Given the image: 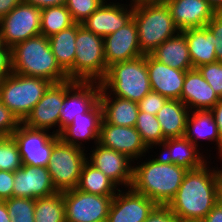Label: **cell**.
Masks as SVG:
<instances>
[{
	"label": "cell",
	"mask_w": 222,
	"mask_h": 222,
	"mask_svg": "<svg viewBox=\"0 0 222 222\" xmlns=\"http://www.w3.org/2000/svg\"><path fill=\"white\" fill-rule=\"evenodd\" d=\"M210 162L211 159L200 168L188 170L167 205L179 221H202L218 203V167H212Z\"/></svg>",
	"instance_id": "1"
},
{
	"label": "cell",
	"mask_w": 222,
	"mask_h": 222,
	"mask_svg": "<svg viewBox=\"0 0 222 222\" xmlns=\"http://www.w3.org/2000/svg\"><path fill=\"white\" fill-rule=\"evenodd\" d=\"M133 165L131 189L157 205H168L176 195L187 169L164 160L160 155ZM152 158V159H151ZM138 164V165H135Z\"/></svg>",
	"instance_id": "2"
},
{
	"label": "cell",
	"mask_w": 222,
	"mask_h": 222,
	"mask_svg": "<svg viewBox=\"0 0 222 222\" xmlns=\"http://www.w3.org/2000/svg\"><path fill=\"white\" fill-rule=\"evenodd\" d=\"M11 49L14 73L43 78L53 84L69 80L56 61L49 39L42 34L20 42Z\"/></svg>",
	"instance_id": "3"
},
{
	"label": "cell",
	"mask_w": 222,
	"mask_h": 222,
	"mask_svg": "<svg viewBox=\"0 0 222 222\" xmlns=\"http://www.w3.org/2000/svg\"><path fill=\"white\" fill-rule=\"evenodd\" d=\"M100 84L109 95L138 103L151 91L146 55L108 66Z\"/></svg>",
	"instance_id": "4"
},
{
	"label": "cell",
	"mask_w": 222,
	"mask_h": 222,
	"mask_svg": "<svg viewBox=\"0 0 222 222\" xmlns=\"http://www.w3.org/2000/svg\"><path fill=\"white\" fill-rule=\"evenodd\" d=\"M133 19L138 30L140 50L144 55L152 53L165 40L180 32L165 2L134 3Z\"/></svg>",
	"instance_id": "5"
},
{
	"label": "cell",
	"mask_w": 222,
	"mask_h": 222,
	"mask_svg": "<svg viewBox=\"0 0 222 222\" xmlns=\"http://www.w3.org/2000/svg\"><path fill=\"white\" fill-rule=\"evenodd\" d=\"M74 65L66 72L70 80L100 82L106 75L104 38L76 23Z\"/></svg>",
	"instance_id": "6"
},
{
	"label": "cell",
	"mask_w": 222,
	"mask_h": 222,
	"mask_svg": "<svg viewBox=\"0 0 222 222\" xmlns=\"http://www.w3.org/2000/svg\"><path fill=\"white\" fill-rule=\"evenodd\" d=\"M53 83L12 72L0 79V101L22 123Z\"/></svg>",
	"instance_id": "7"
},
{
	"label": "cell",
	"mask_w": 222,
	"mask_h": 222,
	"mask_svg": "<svg viewBox=\"0 0 222 222\" xmlns=\"http://www.w3.org/2000/svg\"><path fill=\"white\" fill-rule=\"evenodd\" d=\"M87 150L64 143L59 139L54 145L48 165L53 185L58 192L75 189L84 163Z\"/></svg>",
	"instance_id": "8"
},
{
	"label": "cell",
	"mask_w": 222,
	"mask_h": 222,
	"mask_svg": "<svg viewBox=\"0 0 222 222\" xmlns=\"http://www.w3.org/2000/svg\"><path fill=\"white\" fill-rule=\"evenodd\" d=\"M41 9L21 2L0 19L3 46L13 48L16 44L41 34Z\"/></svg>",
	"instance_id": "9"
},
{
	"label": "cell",
	"mask_w": 222,
	"mask_h": 222,
	"mask_svg": "<svg viewBox=\"0 0 222 222\" xmlns=\"http://www.w3.org/2000/svg\"><path fill=\"white\" fill-rule=\"evenodd\" d=\"M47 130L32 129L23 123L11 135L17 142L24 165L48 167L53 145L60 139Z\"/></svg>",
	"instance_id": "10"
},
{
	"label": "cell",
	"mask_w": 222,
	"mask_h": 222,
	"mask_svg": "<svg viewBox=\"0 0 222 222\" xmlns=\"http://www.w3.org/2000/svg\"><path fill=\"white\" fill-rule=\"evenodd\" d=\"M66 222H107L114 196H100L78 189L63 191Z\"/></svg>",
	"instance_id": "11"
},
{
	"label": "cell",
	"mask_w": 222,
	"mask_h": 222,
	"mask_svg": "<svg viewBox=\"0 0 222 222\" xmlns=\"http://www.w3.org/2000/svg\"><path fill=\"white\" fill-rule=\"evenodd\" d=\"M101 84L96 81H65V97L59 115V134L73 118L89 112L100 98Z\"/></svg>",
	"instance_id": "12"
},
{
	"label": "cell",
	"mask_w": 222,
	"mask_h": 222,
	"mask_svg": "<svg viewBox=\"0 0 222 222\" xmlns=\"http://www.w3.org/2000/svg\"><path fill=\"white\" fill-rule=\"evenodd\" d=\"M65 97V81L52 84L22 122L32 129L50 131L59 135V115ZM56 129H55V128Z\"/></svg>",
	"instance_id": "13"
},
{
	"label": "cell",
	"mask_w": 222,
	"mask_h": 222,
	"mask_svg": "<svg viewBox=\"0 0 222 222\" xmlns=\"http://www.w3.org/2000/svg\"><path fill=\"white\" fill-rule=\"evenodd\" d=\"M95 145L94 148L92 147L93 150L87 153V161L102 171L118 187L130 188L134 161L114 149L104 147L99 143Z\"/></svg>",
	"instance_id": "14"
},
{
	"label": "cell",
	"mask_w": 222,
	"mask_h": 222,
	"mask_svg": "<svg viewBox=\"0 0 222 222\" xmlns=\"http://www.w3.org/2000/svg\"><path fill=\"white\" fill-rule=\"evenodd\" d=\"M156 206L145 195L123 188L112 199L107 222H144Z\"/></svg>",
	"instance_id": "15"
},
{
	"label": "cell",
	"mask_w": 222,
	"mask_h": 222,
	"mask_svg": "<svg viewBox=\"0 0 222 222\" xmlns=\"http://www.w3.org/2000/svg\"><path fill=\"white\" fill-rule=\"evenodd\" d=\"M99 144L123 153L133 161L141 160L142 157L145 159L149 153L135 127L115 126L103 119L100 125Z\"/></svg>",
	"instance_id": "16"
},
{
	"label": "cell",
	"mask_w": 222,
	"mask_h": 222,
	"mask_svg": "<svg viewBox=\"0 0 222 222\" xmlns=\"http://www.w3.org/2000/svg\"><path fill=\"white\" fill-rule=\"evenodd\" d=\"M134 3L104 2L83 23L87 30L105 38L133 19Z\"/></svg>",
	"instance_id": "17"
},
{
	"label": "cell",
	"mask_w": 222,
	"mask_h": 222,
	"mask_svg": "<svg viewBox=\"0 0 222 222\" xmlns=\"http://www.w3.org/2000/svg\"><path fill=\"white\" fill-rule=\"evenodd\" d=\"M58 192L52 182L48 167L24 165L14 172L13 197L37 199Z\"/></svg>",
	"instance_id": "18"
},
{
	"label": "cell",
	"mask_w": 222,
	"mask_h": 222,
	"mask_svg": "<svg viewBox=\"0 0 222 222\" xmlns=\"http://www.w3.org/2000/svg\"><path fill=\"white\" fill-rule=\"evenodd\" d=\"M104 53L107 66L144 55L140 50L134 19L104 38Z\"/></svg>",
	"instance_id": "19"
},
{
	"label": "cell",
	"mask_w": 222,
	"mask_h": 222,
	"mask_svg": "<svg viewBox=\"0 0 222 222\" xmlns=\"http://www.w3.org/2000/svg\"><path fill=\"white\" fill-rule=\"evenodd\" d=\"M151 90L170 100H180L186 71L165 65L146 54Z\"/></svg>",
	"instance_id": "20"
},
{
	"label": "cell",
	"mask_w": 222,
	"mask_h": 222,
	"mask_svg": "<svg viewBox=\"0 0 222 222\" xmlns=\"http://www.w3.org/2000/svg\"><path fill=\"white\" fill-rule=\"evenodd\" d=\"M101 122L102 107L98 102L89 112L83 113L78 118L74 117L73 122L60 132L59 138L64 143L85 150L86 142L93 140V144L99 143Z\"/></svg>",
	"instance_id": "21"
},
{
	"label": "cell",
	"mask_w": 222,
	"mask_h": 222,
	"mask_svg": "<svg viewBox=\"0 0 222 222\" xmlns=\"http://www.w3.org/2000/svg\"><path fill=\"white\" fill-rule=\"evenodd\" d=\"M165 3L180 31L204 27L215 15L206 0H167Z\"/></svg>",
	"instance_id": "22"
},
{
	"label": "cell",
	"mask_w": 222,
	"mask_h": 222,
	"mask_svg": "<svg viewBox=\"0 0 222 222\" xmlns=\"http://www.w3.org/2000/svg\"><path fill=\"white\" fill-rule=\"evenodd\" d=\"M220 98L197 68L186 71L181 101L190 111H210Z\"/></svg>",
	"instance_id": "23"
},
{
	"label": "cell",
	"mask_w": 222,
	"mask_h": 222,
	"mask_svg": "<svg viewBox=\"0 0 222 222\" xmlns=\"http://www.w3.org/2000/svg\"><path fill=\"white\" fill-rule=\"evenodd\" d=\"M158 153L164 160L181 166L187 170H193L202 167L208 162V158L185 136L168 138L160 146ZM162 148V149H161ZM203 154V155H202ZM207 158V159H206Z\"/></svg>",
	"instance_id": "24"
},
{
	"label": "cell",
	"mask_w": 222,
	"mask_h": 222,
	"mask_svg": "<svg viewBox=\"0 0 222 222\" xmlns=\"http://www.w3.org/2000/svg\"><path fill=\"white\" fill-rule=\"evenodd\" d=\"M99 102L102 107V119L115 126L135 127L139 112L138 103L109 95L102 88Z\"/></svg>",
	"instance_id": "25"
},
{
	"label": "cell",
	"mask_w": 222,
	"mask_h": 222,
	"mask_svg": "<svg viewBox=\"0 0 222 222\" xmlns=\"http://www.w3.org/2000/svg\"><path fill=\"white\" fill-rule=\"evenodd\" d=\"M184 136L197 148L201 140H208L212 144L216 142L215 145L219 154L218 159L221 161V138L213 114L210 111H190L186 121Z\"/></svg>",
	"instance_id": "26"
},
{
	"label": "cell",
	"mask_w": 222,
	"mask_h": 222,
	"mask_svg": "<svg viewBox=\"0 0 222 222\" xmlns=\"http://www.w3.org/2000/svg\"><path fill=\"white\" fill-rule=\"evenodd\" d=\"M150 55L157 61L178 70L193 69L186 37L181 31L165 40Z\"/></svg>",
	"instance_id": "27"
},
{
	"label": "cell",
	"mask_w": 222,
	"mask_h": 222,
	"mask_svg": "<svg viewBox=\"0 0 222 222\" xmlns=\"http://www.w3.org/2000/svg\"><path fill=\"white\" fill-rule=\"evenodd\" d=\"M181 32L186 37L193 68L217 61L215 44L211 43L214 34L207 26L189 28Z\"/></svg>",
	"instance_id": "28"
},
{
	"label": "cell",
	"mask_w": 222,
	"mask_h": 222,
	"mask_svg": "<svg viewBox=\"0 0 222 222\" xmlns=\"http://www.w3.org/2000/svg\"><path fill=\"white\" fill-rule=\"evenodd\" d=\"M189 112V108L182 101L170 99L157 112L156 117L166 139L185 135Z\"/></svg>",
	"instance_id": "29"
},
{
	"label": "cell",
	"mask_w": 222,
	"mask_h": 222,
	"mask_svg": "<svg viewBox=\"0 0 222 222\" xmlns=\"http://www.w3.org/2000/svg\"><path fill=\"white\" fill-rule=\"evenodd\" d=\"M76 189L100 196H115L120 188L88 161L83 165Z\"/></svg>",
	"instance_id": "30"
},
{
	"label": "cell",
	"mask_w": 222,
	"mask_h": 222,
	"mask_svg": "<svg viewBox=\"0 0 222 222\" xmlns=\"http://www.w3.org/2000/svg\"><path fill=\"white\" fill-rule=\"evenodd\" d=\"M48 39L57 63L67 72L74 65L75 60L76 23Z\"/></svg>",
	"instance_id": "31"
},
{
	"label": "cell",
	"mask_w": 222,
	"mask_h": 222,
	"mask_svg": "<svg viewBox=\"0 0 222 222\" xmlns=\"http://www.w3.org/2000/svg\"><path fill=\"white\" fill-rule=\"evenodd\" d=\"M75 22L66 5L51 6L41 9V34L47 38L73 26Z\"/></svg>",
	"instance_id": "32"
},
{
	"label": "cell",
	"mask_w": 222,
	"mask_h": 222,
	"mask_svg": "<svg viewBox=\"0 0 222 222\" xmlns=\"http://www.w3.org/2000/svg\"><path fill=\"white\" fill-rule=\"evenodd\" d=\"M35 222H66L62 192L35 199Z\"/></svg>",
	"instance_id": "33"
},
{
	"label": "cell",
	"mask_w": 222,
	"mask_h": 222,
	"mask_svg": "<svg viewBox=\"0 0 222 222\" xmlns=\"http://www.w3.org/2000/svg\"><path fill=\"white\" fill-rule=\"evenodd\" d=\"M135 128L149 150L154 147L157 149L166 140L157 117L150 113L139 111Z\"/></svg>",
	"instance_id": "34"
},
{
	"label": "cell",
	"mask_w": 222,
	"mask_h": 222,
	"mask_svg": "<svg viewBox=\"0 0 222 222\" xmlns=\"http://www.w3.org/2000/svg\"><path fill=\"white\" fill-rule=\"evenodd\" d=\"M23 166L18 145L12 136H0V170L12 171Z\"/></svg>",
	"instance_id": "35"
},
{
	"label": "cell",
	"mask_w": 222,
	"mask_h": 222,
	"mask_svg": "<svg viewBox=\"0 0 222 222\" xmlns=\"http://www.w3.org/2000/svg\"><path fill=\"white\" fill-rule=\"evenodd\" d=\"M5 203L11 222H35V199L11 197Z\"/></svg>",
	"instance_id": "36"
},
{
	"label": "cell",
	"mask_w": 222,
	"mask_h": 222,
	"mask_svg": "<svg viewBox=\"0 0 222 222\" xmlns=\"http://www.w3.org/2000/svg\"><path fill=\"white\" fill-rule=\"evenodd\" d=\"M103 2L101 0H66V8L75 23H83Z\"/></svg>",
	"instance_id": "37"
},
{
	"label": "cell",
	"mask_w": 222,
	"mask_h": 222,
	"mask_svg": "<svg viewBox=\"0 0 222 222\" xmlns=\"http://www.w3.org/2000/svg\"><path fill=\"white\" fill-rule=\"evenodd\" d=\"M219 98H222V62L216 61L197 68Z\"/></svg>",
	"instance_id": "38"
},
{
	"label": "cell",
	"mask_w": 222,
	"mask_h": 222,
	"mask_svg": "<svg viewBox=\"0 0 222 222\" xmlns=\"http://www.w3.org/2000/svg\"><path fill=\"white\" fill-rule=\"evenodd\" d=\"M168 100V98L151 90L138 102V108L139 111L150 113L156 116L157 112L164 106V104Z\"/></svg>",
	"instance_id": "39"
},
{
	"label": "cell",
	"mask_w": 222,
	"mask_h": 222,
	"mask_svg": "<svg viewBox=\"0 0 222 222\" xmlns=\"http://www.w3.org/2000/svg\"><path fill=\"white\" fill-rule=\"evenodd\" d=\"M20 124L18 118L0 101V136H11Z\"/></svg>",
	"instance_id": "40"
},
{
	"label": "cell",
	"mask_w": 222,
	"mask_h": 222,
	"mask_svg": "<svg viewBox=\"0 0 222 222\" xmlns=\"http://www.w3.org/2000/svg\"><path fill=\"white\" fill-rule=\"evenodd\" d=\"M214 34L213 44L217 61L222 62V13H215L213 18L206 25Z\"/></svg>",
	"instance_id": "41"
},
{
	"label": "cell",
	"mask_w": 222,
	"mask_h": 222,
	"mask_svg": "<svg viewBox=\"0 0 222 222\" xmlns=\"http://www.w3.org/2000/svg\"><path fill=\"white\" fill-rule=\"evenodd\" d=\"M144 222H179L167 205H157Z\"/></svg>",
	"instance_id": "42"
},
{
	"label": "cell",
	"mask_w": 222,
	"mask_h": 222,
	"mask_svg": "<svg viewBox=\"0 0 222 222\" xmlns=\"http://www.w3.org/2000/svg\"><path fill=\"white\" fill-rule=\"evenodd\" d=\"M14 172L0 170V201L13 197Z\"/></svg>",
	"instance_id": "43"
},
{
	"label": "cell",
	"mask_w": 222,
	"mask_h": 222,
	"mask_svg": "<svg viewBox=\"0 0 222 222\" xmlns=\"http://www.w3.org/2000/svg\"><path fill=\"white\" fill-rule=\"evenodd\" d=\"M12 72V49L3 46L0 49V79H3Z\"/></svg>",
	"instance_id": "44"
},
{
	"label": "cell",
	"mask_w": 222,
	"mask_h": 222,
	"mask_svg": "<svg viewBox=\"0 0 222 222\" xmlns=\"http://www.w3.org/2000/svg\"><path fill=\"white\" fill-rule=\"evenodd\" d=\"M210 112L213 114L221 138V161H222V98H220L219 102L210 110Z\"/></svg>",
	"instance_id": "45"
},
{
	"label": "cell",
	"mask_w": 222,
	"mask_h": 222,
	"mask_svg": "<svg viewBox=\"0 0 222 222\" xmlns=\"http://www.w3.org/2000/svg\"><path fill=\"white\" fill-rule=\"evenodd\" d=\"M22 1L28 4H32L40 9L66 4V0H22Z\"/></svg>",
	"instance_id": "46"
},
{
	"label": "cell",
	"mask_w": 222,
	"mask_h": 222,
	"mask_svg": "<svg viewBox=\"0 0 222 222\" xmlns=\"http://www.w3.org/2000/svg\"><path fill=\"white\" fill-rule=\"evenodd\" d=\"M202 222H222V205L217 203Z\"/></svg>",
	"instance_id": "47"
},
{
	"label": "cell",
	"mask_w": 222,
	"mask_h": 222,
	"mask_svg": "<svg viewBox=\"0 0 222 222\" xmlns=\"http://www.w3.org/2000/svg\"><path fill=\"white\" fill-rule=\"evenodd\" d=\"M22 0H0V19L6 16L14 7L19 5Z\"/></svg>",
	"instance_id": "48"
},
{
	"label": "cell",
	"mask_w": 222,
	"mask_h": 222,
	"mask_svg": "<svg viewBox=\"0 0 222 222\" xmlns=\"http://www.w3.org/2000/svg\"><path fill=\"white\" fill-rule=\"evenodd\" d=\"M0 222H11L5 201H0Z\"/></svg>",
	"instance_id": "49"
},
{
	"label": "cell",
	"mask_w": 222,
	"mask_h": 222,
	"mask_svg": "<svg viewBox=\"0 0 222 222\" xmlns=\"http://www.w3.org/2000/svg\"><path fill=\"white\" fill-rule=\"evenodd\" d=\"M217 197L218 203L222 205V166L218 168Z\"/></svg>",
	"instance_id": "50"
},
{
	"label": "cell",
	"mask_w": 222,
	"mask_h": 222,
	"mask_svg": "<svg viewBox=\"0 0 222 222\" xmlns=\"http://www.w3.org/2000/svg\"><path fill=\"white\" fill-rule=\"evenodd\" d=\"M215 13H222V0H206Z\"/></svg>",
	"instance_id": "51"
},
{
	"label": "cell",
	"mask_w": 222,
	"mask_h": 222,
	"mask_svg": "<svg viewBox=\"0 0 222 222\" xmlns=\"http://www.w3.org/2000/svg\"><path fill=\"white\" fill-rule=\"evenodd\" d=\"M167 0H131L132 3H157L166 2Z\"/></svg>",
	"instance_id": "52"
},
{
	"label": "cell",
	"mask_w": 222,
	"mask_h": 222,
	"mask_svg": "<svg viewBox=\"0 0 222 222\" xmlns=\"http://www.w3.org/2000/svg\"><path fill=\"white\" fill-rule=\"evenodd\" d=\"M3 47V43H2V40H1V34H0V49Z\"/></svg>",
	"instance_id": "53"
},
{
	"label": "cell",
	"mask_w": 222,
	"mask_h": 222,
	"mask_svg": "<svg viewBox=\"0 0 222 222\" xmlns=\"http://www.w3.org/2000/svg\"><path fill=\"white\" fill-rule=\"evenodd\" d=\"M179 222H202V221H179Z\"/></svg>",
	"instance_id": "54"
}]
</instances>
